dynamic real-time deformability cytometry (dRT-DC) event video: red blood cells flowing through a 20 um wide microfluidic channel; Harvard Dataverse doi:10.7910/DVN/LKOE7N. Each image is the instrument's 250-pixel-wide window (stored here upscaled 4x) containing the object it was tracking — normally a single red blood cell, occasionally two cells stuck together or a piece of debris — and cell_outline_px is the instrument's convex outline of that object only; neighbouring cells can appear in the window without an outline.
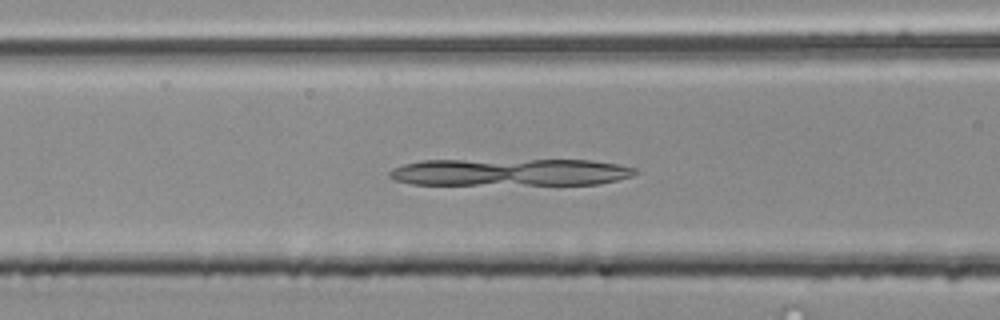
{"species": "common noctule bat (a hibernating species)", "species_latin": "Nyctalus noctula", "temperature_condition": "room temperature", "stored_images_in_passage": 47, "camera_frame_rate_fps": 3000, "um_per_image_px": 0.085, "animal": {"sex": "male", "body_mass_g": 20.4}, "frame": {"image": 1, "passage_image": 14, "time_ms": 4.333, "image_size_px": [1000, 320], "cell_outline_px": [[640, 172], [632, 176], [600, 184], [412, 184], [396, 180], [388, 176], [388, 172], [392, 168], [404, 164], [424, 160], [592, 160], [620, 164], [636, 168]], "centroid_in_image_um": [43.41, 14.63], "position_along_channel_um": 123.2, "area_um2": 39.13}}
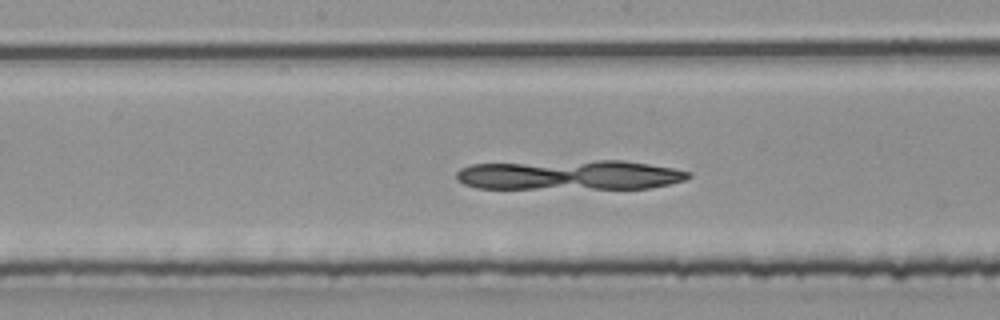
{"frame": {"image": 2, "passage_image": 20, "time_ms": 6.333, "image_size_px": [1000, 320], "cell_outline_px": [[692, 176], [684, 180], [668, 184], [648, 188], [476, 188], [464, 184], [456, 180], [456, 172], [460, 168], [472, 164], [596, 160], [620, 160], [648, 164], [672, 168], [692, 172]], "centroid_in_image_um": [48.41, 14.87], "position_along_channel_um": 199.8, "area_um2": 40.17}}
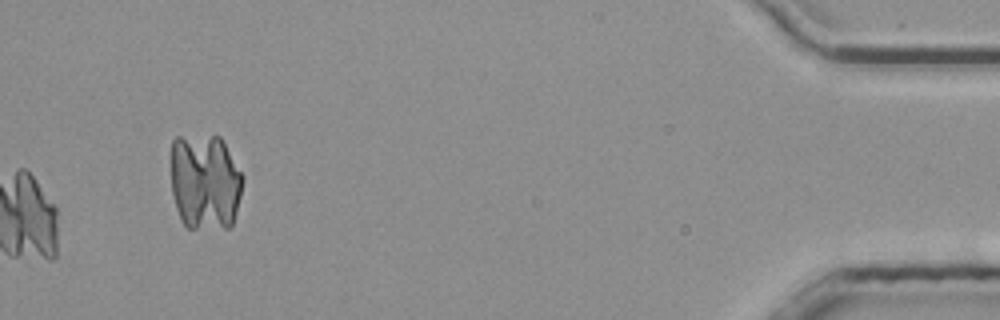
{"frame": {"image": 3, "passage_image": 47, "time_ms": 15.333, "image_size_px": [1000, 320], "cell_outline_px": [[244, 180], [232, 228], [188, 228], [180, 220], [176, 208], [172, 192], [172, 140], [176, 136], [220, 136], [244, 176]], "centroid_in_image_um": [17.44, 15.47], "position_along_channel_um": 417.8, "area_um2": 40.81}}